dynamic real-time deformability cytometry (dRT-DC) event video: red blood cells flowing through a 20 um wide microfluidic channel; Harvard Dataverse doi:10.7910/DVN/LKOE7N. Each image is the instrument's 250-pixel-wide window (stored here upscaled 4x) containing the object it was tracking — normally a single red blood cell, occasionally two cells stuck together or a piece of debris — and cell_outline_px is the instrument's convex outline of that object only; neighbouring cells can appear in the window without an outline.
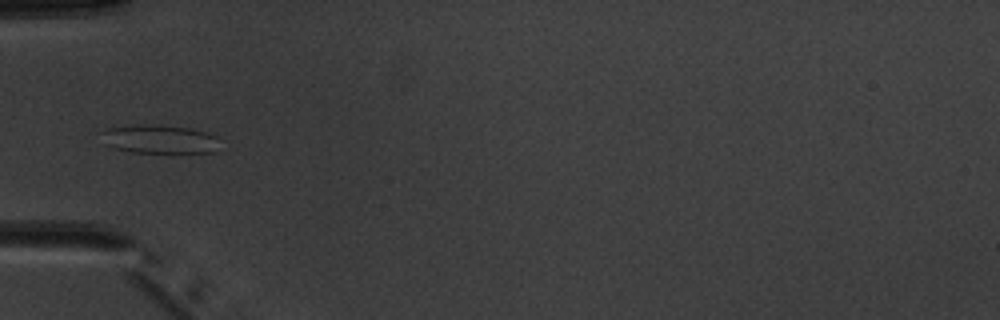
{"species": "common noctule bat (a hibernating species)", "species_latin": "Nyctalus noctula", "temperature_condition": "warm", "stored_images_in_passage": 6, "camera_frame_rate_fps": 3000, "um_per_image_px": 0.085, "animal": {"sex": "male", "body_mass_g": 20.1, "forearm_length_mm": 53.5}, "frame": {"image": 1, "passage_image": 5, "time_ms": 5.667, "image_size_px": [1000, 320], "cell_outline_px": [[216, 136], [212, 152], [132, 152], [112, 148], [104, 144], [96, 132], [108, 128], [144, 124], [152, 124], [188, 128], [208, 132]], "centroid_in_image_um": [13.38, 11.81], "position_along_channel_um": 71.6, "area_um2": 19.59}}
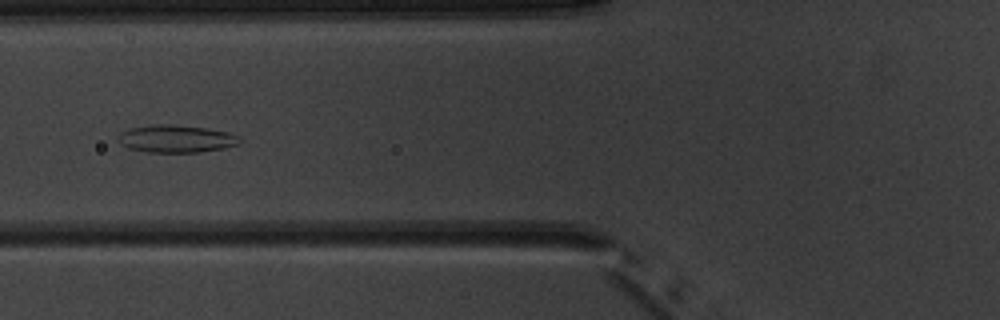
{"frame": {"image": 2, "passage_image": 6, "time_ms": 6.667, "image_size_px": [1000, 320], "cell_outline_px": [[244, 140], [236, 144], [224, 148], [200, 152], [148, 152], [128, 148], [120, 144], [120, 132], [132, 128], [152, 124], [172, 124], [204, 128], [228, 132], [240, 136]], "centroid_in_image_um": [15.0, 11.79], "position_along_channel_um": 110.8, "area_um2": 19.42}}